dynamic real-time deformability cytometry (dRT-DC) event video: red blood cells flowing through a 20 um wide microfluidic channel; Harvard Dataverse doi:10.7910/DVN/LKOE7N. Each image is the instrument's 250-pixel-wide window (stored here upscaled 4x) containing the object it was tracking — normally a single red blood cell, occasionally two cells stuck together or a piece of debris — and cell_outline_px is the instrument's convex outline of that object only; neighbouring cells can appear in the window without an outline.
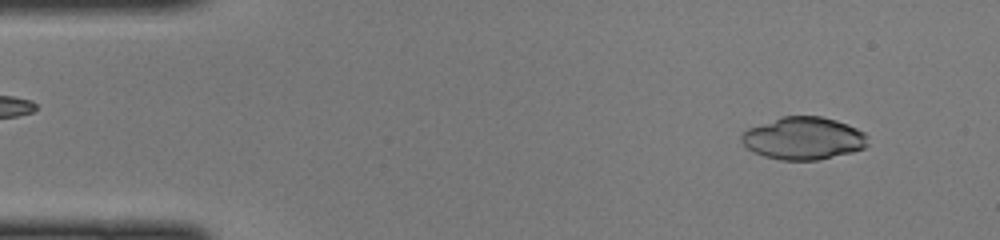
{"species": "common noctule bat (a hibernating species)", "species_latin": "Nyctalus noctula", "temperature_condition": "cold", "stored_images_in_passage": 43, "camera_frame_rate_fps": 3000, "um_per_image_px": 0.085, "animal": {"sex": "female", "body_mass_g": 22.0, "forearm_length_mm": 56.7}, "frame": {"image": 1, "passage_image": 1, "time_ms": 0.0, "image_size_px": [1000, 240], "cell_outline_px": [[868, 144], [864, 148], [852, 152], [816, 160], [780, 160], [764, 156], [752, 152], [740, 140], [740, 136], [748, 128], [784, 116], [820, 116], [836, 120], [848, 124], [864, 132], [868, 136]], "centroid_in_image_um": [68.3, 11.76], "position_along_channel_um": 16.7, "area_um2": 31.27}}